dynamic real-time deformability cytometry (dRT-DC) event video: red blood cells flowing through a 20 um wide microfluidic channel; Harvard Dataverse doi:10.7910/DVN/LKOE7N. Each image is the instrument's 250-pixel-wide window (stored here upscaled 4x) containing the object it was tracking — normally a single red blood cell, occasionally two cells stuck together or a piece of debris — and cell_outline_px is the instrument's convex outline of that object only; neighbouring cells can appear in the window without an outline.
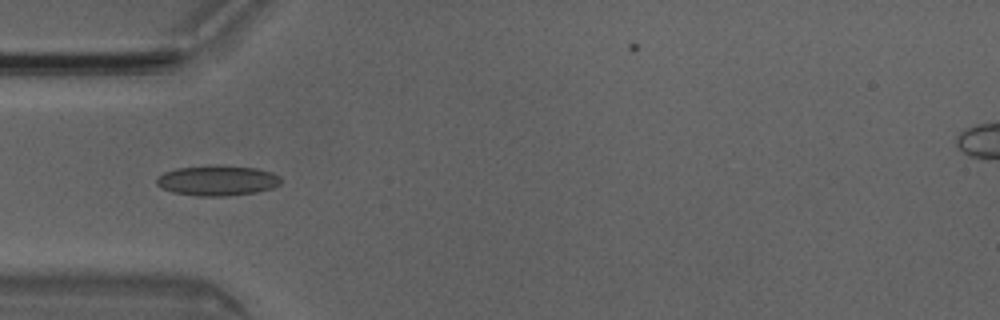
{"species": "Egyptian fruit bat (a non-hibernating species)", "species_latin": "Rousettus aegyptiacus", "temperature_condition": "room temperature", "stored_images_in_passage": 6, "camera_frame_rate_fps": 3000, "um_per_image_px": 0.085, "animal": {"sex": "male"}, "frame": {"image": 1, "passage_image": 5, "time_ms": 1.333, "image_size_px": [1000, 320], "cell_outline_px": [[280, 184], [272, 188], [256, 192], [228, 196], [196, 196], [172, 192], [160, 188], [156, 184], [156, 176], [164, 172], [176, 168], [220, 164], [256, 168], [272, 172], [280, 176]], "centroid_in_image_um": [18.44, 15.33], "position_along_channel_um": 66.6, "area_um2": 22.31}}